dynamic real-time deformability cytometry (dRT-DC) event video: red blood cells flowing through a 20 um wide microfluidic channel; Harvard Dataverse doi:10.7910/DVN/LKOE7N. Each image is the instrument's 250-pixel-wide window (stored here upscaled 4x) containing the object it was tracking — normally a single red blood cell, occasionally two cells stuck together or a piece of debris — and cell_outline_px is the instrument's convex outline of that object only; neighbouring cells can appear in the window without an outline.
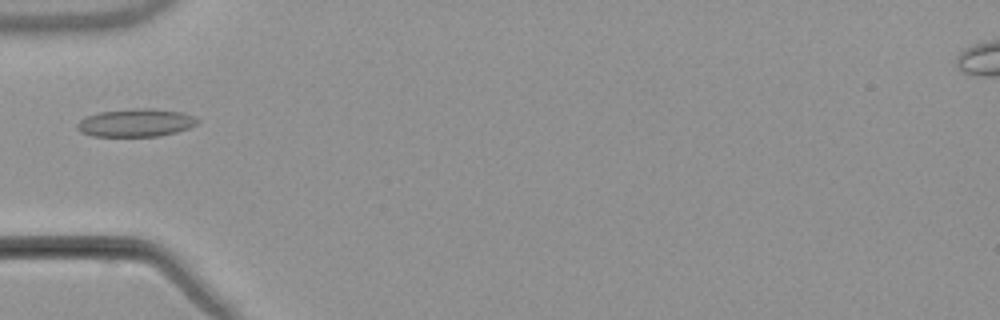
{"species": "common noctule bat (a hibernating species)", "species_latin": "Nyctalus noctula", "temperature_condition": "warm", "stored_images_in_passage": 36, "camera_frame_rate_fps": 3000, "um_per_image_px": 0.085, "animal": {"sex": "male", "body_mass_g": 21.5, "forearm_length_mm": 52.0}, "frame": {"image": 1, "passage_image": 1, "time_ms": 0.0, "image_size_px": [1000, 320], "cell_outline_px": [[200, 120], [196, 124], [188, 128], [176, 132], [160, 136], [92, 136], [80, 132], [76, 128], [76, 124], [84, 116], [100, 112], [132, 108], [152, 108], [180, 112], [192, 116]], "centroid_in_image_um": [11.5, 10.43], "position_along_channel_um": 73.5, "area_um2": 19.65}}
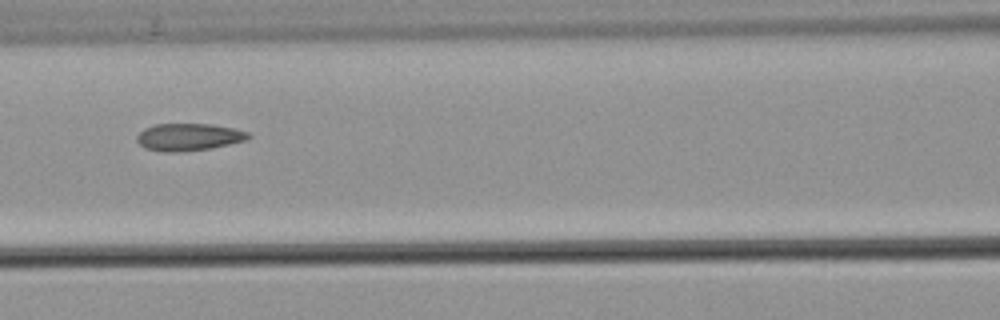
{"frame": {"image": 2, "passage_image": 7, "time_ms": 2.0, "image_size_px": [1000, 320], "cell_outline_px": [[252, 136], [244, 140], [212, 148], [176, 152], [164, 152], [144, 148], [136, 140], [136, 136], [144, 128], [156, 124], [212, 124], [236, 128], [248, 132]], "centroid_in_image_um": [16.03, 11.64], "position_along_channel_um": 150.6, "area_um2": 17.74}}
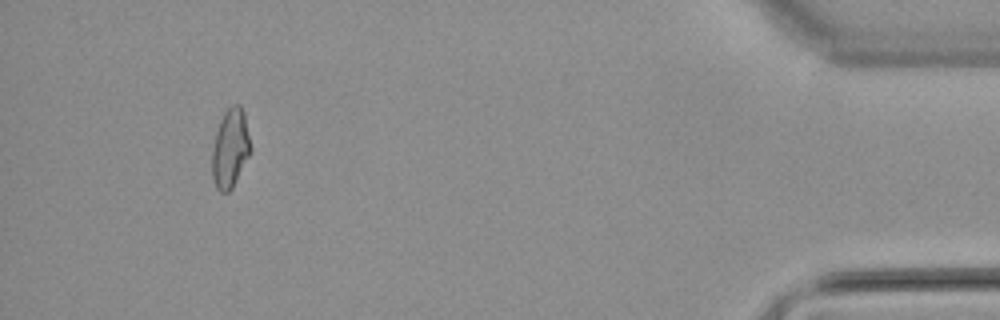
{"frame": {"image": 3, "passage_image": 33, "time_ms": 10.667, "image_size_px": [1000, 320], "cell_outline_px": [[252, 152], [232, 188], [228, 192], [220, 192], [216, 188], [212, 176], [212, 148], [216, 132], [220, 120], [224, 112], [232, 104], [240, 104], [244, 112], [252, 148]], "centroid_in_image_um": [19.59, 12.61], "position_along_channel_um": 415.6, "area_um2": 17.98}}